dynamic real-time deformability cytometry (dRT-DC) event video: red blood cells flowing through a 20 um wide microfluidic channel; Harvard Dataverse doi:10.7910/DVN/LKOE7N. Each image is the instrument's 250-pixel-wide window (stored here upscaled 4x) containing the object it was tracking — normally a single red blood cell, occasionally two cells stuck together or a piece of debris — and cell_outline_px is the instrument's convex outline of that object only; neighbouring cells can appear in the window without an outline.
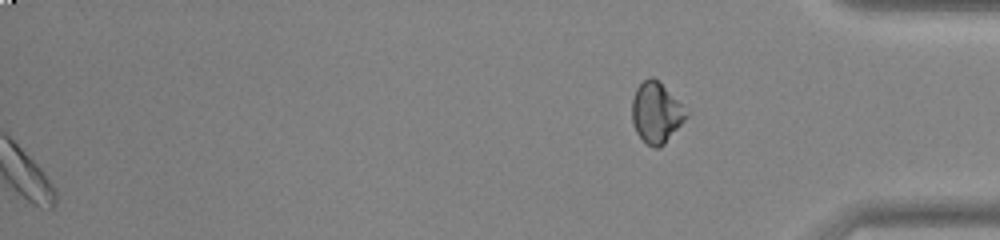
{"species": "common noctule bat (a hibernating species)", "species_latin": "Nyctalus noctula", "temperature_condition": "warm", "stored_images_in_passage": 42, "segment_of_instrument_passage": [2, 2], "camera_frame_rate_fps": 3000, "um_per_image_px": 0.085, "animal": {"sex": "female", "body_mass_g": 23.0, "forearm_length_mm": 53.4}, "frame": {"image": 1, "passage_image": 42, "time_ms": 13.667, "image_size_px": [1000, 240], "cell_outline_px": [[688, 116], [664, 144], [660, 148], [652, 148], [636, 132], [632, 124], [632, 100], [636, 88], [648, 76], [652, 76], [688, 112]], "centroid_in_image_um": [55.74, 9.61], "position_along_channel_um": 379.5, "area_um2": 18.73}}